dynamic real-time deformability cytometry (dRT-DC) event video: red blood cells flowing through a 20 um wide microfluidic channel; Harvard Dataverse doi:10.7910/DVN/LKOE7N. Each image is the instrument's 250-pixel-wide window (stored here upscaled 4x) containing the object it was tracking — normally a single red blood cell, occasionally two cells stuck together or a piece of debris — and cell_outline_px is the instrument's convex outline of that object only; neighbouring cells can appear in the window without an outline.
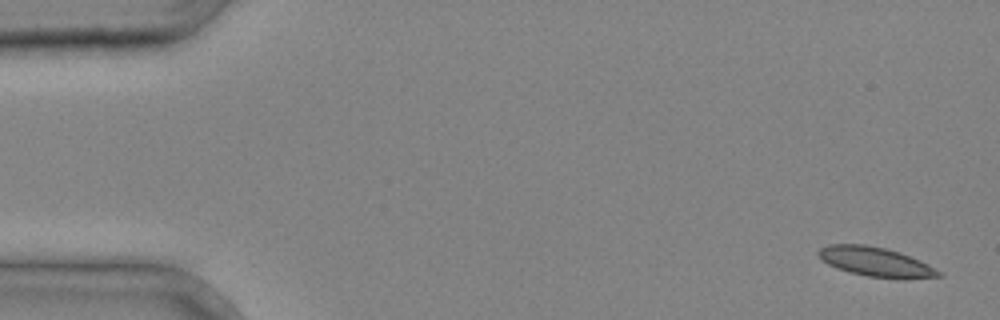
{"species": "common noctule bat (a hibernating species)", "species_latin": "Nyctalus noctula", "temperature_condition": "cold", "stored_images_in_passage": 5, "camera_frame_rate_fps": 3000, "um_per_image_px": 0.085, "animal": {"sex": "male", "body_mass_g": 20.4}, "frame": {"image": 1, "passage_image": 1, "time_ms": 0.0, "image_size_px": [1000, 320], "cell_outline_px": [[944, 276], [904, 280], [900, 280], [868, 276], [848, 272], [836, 268], [828, 264], [816, 252], [820, 248], [828, 244], [864, 244], [884, 248], [900, 252], [920, 260], [928, 264], [940, 272]], "centroid_in_image_um": [74.46, 22.27], "position_along_channel_um": 10.5, "area_um2": 20.81}}
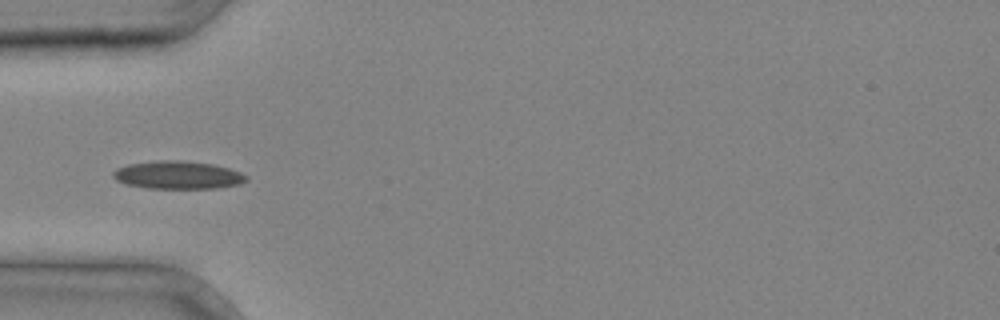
{"frame": {"image": 2, "passage_image": 4, "time_ms": 1.0, "image_size_px": [1000, 320], "cell_outline_px": [[248, 180], [240, 184], [216, 188], [148, 188], [128, 184], [116, 180], [112, 176], [112, 172], [116, 168], [128, 164], [160, 160], [184, 160], [212, 164], [228, 168], [240, 172], [248, 176]], "centroid_in_image_um": [15.12, 14.87], "position_along_channel_um": 69.9, "area_um2": 21.68}}